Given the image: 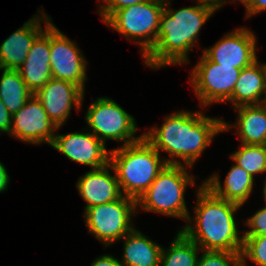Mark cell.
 Returning <instances> with one entry per match:
<instances>
[{"instance_id": "cell-1", "label": "cell", "mask_w": 266, "mask_h": 266, "mask_svg": "<svg viewBox=\"0 0 266 266\" xmlns=\"http://www.w3.org/2000/svg\"><path fill=\"white\" fill-rule=\"evenodd\" d=\"M161 128L153 127L144 138L159 152L167 151L171 159L165 158L167 164H182L184 160L191 167L195 160L211 144L215 135L230 129L220 118L204 116L201 112L180 111L167 116Z\"/></svg>"}, {"instance_id": "cell-2", "label": "cell", "mask_w": 266, "mask_h": 266, "mask_svg": "<svg viewBox=\"0 0 266 266\" xmlns=\"http://www.w3.org/2000/svg\"><path fill=\"white\" fill-rule=\"evenodd\" d=\"M197 6L179 10L165 8L160 18V27L155 46L144 57L145 64L159 68L170 64L186 63L188 52L195 45L201 27L218 10L212 3L198 0Z\"/></svg>"}, {"instance_id": "cell-3", "label": "cell", "mask_w": 266, "mask_h": 266, "mask_svg": "<svg viewBox=\"0 0 266 266\" xmlns=\"http://www.w3.org/2000/svg\"><path fill=\"white\" fill-rule=\"evenodd\" d=\"M195 224L180 231L200 250L242 252L243 236L238 235L234 213L240 205L215 196L204 184L197 191Z\"/></svg>"}, {"instance_id": "cell-4", "label": "cell", "mask_w": 266, "mask_h": 266, "mask_svg": "<svg viewBox=\"0 0 266 266\" xmlns=\"http://www.w3.org/2000/svg\"><path fill=\"white\" fill-rule=\"evenodd\" d=\"M112 169L124 196L136 201L167 165L159 152L143 137L138 142L110 150Z\"/></svg>"}, {"instance_id": "cell-5", "label": "cell", "mask_w": 266, "mask_h": 266, "mask_svg": "<svg viewBox=\"0 0 266 266\" xmlns=\"http://www.w3.org/2000/svg\"><path fill=\"white\" fill-rule=\"evenodd\" d=\"M182 164H167L137 200L142 210L186 219L192 223L184 200L186 187L194 183Z\"/></svg>"}, {"instance_id": "cell-6", "label": "cell", "mask_w": 266, "mask_h": 266, "mask_svg": "<svg viewBox=\"0 0 266 266\" xmlns=\"http://www.w3.org/2000/svg\"><path fill=\"white\" fill-rule=\"evenodd\" d=\"M164 4L165 0H147L126 6L116 10L105 22L127 40L137 39L144 58L156 44Z\"/></svg>"}, {"instance_id": "cell-7", "label": "cell", "mask_w": 266, "mask_h": 266, "mask_svg": "<svg viewBox=\"0 0 266 266\" xmlns=\"http://www.w3.org/2000/svg\"><path fill=\"white\" fill-rule=\"evenodd\" d=\"M136 207L135 199L123 195L116 201L85 209L84 217L90 234L106 247L119 241L134 229L130 219L135 214Z\"/></svg>"}, {"instance_id": "cell-8", "label": "cell", "mask_w": 266, "mask_h": 266, "mask_svg": "<svg viewBox=\"0 0 266 266\" xmlns=\"http://www.w3.org/2000/svg\"><path fill=\"white\" fill-rule=\"evenodd\" d=\"M85 121L93 134L104 144L108 139L123 141V145L138 142L144 137H135L137 133L135 119L110 98H98L89 105Z\"/></svg>"}, {"instance_id": "cell-9", "label": "cell", "mask_w": 266, "mask_h": 266, "mask_svg": "<svg viewBox=\"0 0 266 266\" xmlns=\"http://www.w3.org/2000/svg\"><path fill=\"white\" fill-rule=\"evenodd\" d=\"M241 70L232 66H220L203 54L190 78L201 106L226 102L234 91Z\"/></svg>"}, {"instance_id": "cell-10", "label": "cell", "mask_w": 266, "mask_h": 266, "mask_svg": "<svg viewBox=\"0 0 266 266\" xmlns=\"http://www.w3.org/2000/svg\"><path fill=\"white\" fill-rule=\"evenodd\" d=\"M77 44L66 38L53 23L50 24V66L52 78L77 85L84 91L86 59Z\"/></svg>"}, {"instance_id": "cell-11", "label": "cell", "mask_w": 266, "mask_h": 266, "mask_svg": "<svg viewBox=\"0 0 266 266\" xmlns=\"http://www.w3.org/2000/svg\"><path fill=\"white\" fill-rule=\"evenodd\" d=\"M56 125L48 118L42 103L33 94L26 104L12 115L10 134L27 143L51 145Z\"/></svg>"}, {"instance_id": "cell-12", "label": "cell", "mask_w": 266, "mask_h": 266, "mask_svg": "<svg viewBox=\"0 0 266 266\" xmlns=\"http://www.w3.org/2000/svg\"><path fill=\"white\" fill-rule=\"evenodd\" d=\"M204 55L220 66L245 68L257 60L256 36L246 28L237 29L219 40L212 48L204 50Z\"/></svg>"}, {"instance_id": "cell-13", "label": "cell", "mask_w": 266, "mask_h": 266, "mask_svg": "<svg viewBox=\"0 0 266 266\" xmlns=\"http://www.w3.org/2000/svg\"><path fill=\"white\" fill-rule=\"evenodd\" d=\"M34 95L42 103L48 118L59 129L69 117L73 105L78 110L81 108L84 91L74 83L51 78Z\"/></svg>"}, {"instance_id": "cell-14", "label": "cell", "mask_w": 266, "mask_h": 266, "mask_svg": "<svg viewBox=\"0 0 266 266\" xmlns=\"http://www.w3.org/2000/svg\"><path fill=\"white\" fill-rule=\"evenodd\" d=\"M51 146L70 160L93 169L104 167L110 161V151L107 152L105 144L91 132L55 135Z\"/></svg>"}, {"instance_id": "cell-15", "label": "cell", "mask_w": 266, "mask_h": 266, "mask_svg": "<svg viewBox=\"0 0 266 266\" xmlns=\"http://www.w3.org/2000/svg\"><path fill=\"white\" fill-rule=\"evenodd\" d=\"M45 30L35 39L24 63L18 68L20 76L34 94L52 78L50 66V24L45 20Z\"/></svg>"}, {"instance_id": "cell-16", "label": "cell", "mask_w": 266, "mask_h": 266, "mask_svg": "<svg viewBox=\"0 0 266 266\" xmlns=\"http://www.w3.org/2000/svg\"><path fill=\"white\" fill-rule=\"evenodd\" d=\"M109 168H112L110 163L104 167L92 169L81 176L77 182L79 194L87 202L85 209L116 201L123 196L116 173L114 171L115 176H112Z\"/></svg>"}, {"instance_id": "cell-17", "label": "cell", "mask_w": 266, "mask_h": 266, "mask_svg": "<svg viewBox=\"0 0 266 266\" xmlns=\"http://www.w3.org/2000/svg\"><path fill=\"white\" fill-rule=\"evenodd\" d=\"M43 16L30 19L3 41L0 45V69L18 70L24 63L35 39L44 31L41 21L51 18L44 13Z\"/></svg>"}, {"instance_id": "cell-18", "label": "cell", "mask_w": 266, "mask_h": 266, "mask_svg": "<svg viewBox=\"0 0 266 266\" xmlns=\"http://www.w3.org/2000/svg\"><path fill=\"white\" fill-rule=\"evenodd\" d=\"M254 177L245 169L234 164L221 186L219 176L212 175L203 184L217 197L240 206L249 198L253 190Z\"/></svg>"}, {"instance_id": "cell-19", "label": "cell", "mask_w": 266, "mask_h": 266, "mask_svg": "<svg viewBox=\"0 0 266 266\" xmlns=\"http://www.w3.org/2000/svg\"><path fill=\"white\" fill-rule=\"evenodd\" d=\"M122 266H159L162 247L135 228L124 237Z\"/></svg>"}, {"instance_id": "cell-20", "label": "cell", "mask_w": 266, "mask_h": 266, "mask_svg": "<svg viewBox=\"0 0 266 266\" xmlns=\"http://www.w3.org/2000/svg\"><path fill=\"white\" fill-rule=\"evenodd\" d=\"M263 94H266L263 72L257 59L250 66L242 68L234 91L227 101H232L234 107L258 105Z\"/></svg>"}, {"instance_id": "cell-21", "label": "cell", "mask_w": 266, "mask_h": 266, "mask_svg": "<svg viewBox=\"0 0 266 266\" xmlns=\"http://www.w3.org/2000/svg\"><path fill=\"white\" fill-rule=\"evenodd\" d=\"M238 111L236 122L242 144L266 145V112L258 105L235 107Z\"/></svg>"}, {"instance_id": "cell-22", "label": "cell", "mask_w": 266, "mask_h": 266, "mask_svg": "<svg viewBox=\"0 0 266 266\" xmlns=\"http://www.w3.org/2000/svg\"><path fill=\"white\" fill-rule=\"evenodd\" d=\"M0 70H3L0 78V99L13 115L26 104L33 93L23 81L18 70Z\"/></svg>"}, {"instance_id": "cell-23", "label": "cell", "mask_w": 266, "mask_h": 266, "mask_svg": "<svg viewBox=\"0 0 266 266\" xmlns=\"http://www.w3.org/2000/svg\"><path fill=\"white\" fill-rule=\"evenodd\" d=\"M175 238L168 250L162 248L159 266H197L200 248L181 231Z\"/></svg>"}, {"instance_id": "cell-24", "label": "cell", "mask_w": 266, "mask_h": 266, "mask_svg": "<svg viewBox=\"0 0 266 266\" xmlns=\"http://www.w3.org/2000/svg\"><path fill=\"white\" fill-rule=\"evenodd\" d=\"M235 164L254 174L266 172V145L242 144L240 149L231 154Z\"/></svg>"}, {"instance_id": "cell-25", "label": "cell", "mask_w": 266, "mask_h": 266, "mask_svg": "<svg viewBox=\"0 0 266 266\" xmlns=\"http://www.w3.org/2000/svg\"><path fill=\"white\" fill-rule=\"evenodd\" d=\"M243 238L242 266H245V258H249L259 266H266V235L243 236Z\"/></svg>"}, {"instance_id": "cell-26", "label": "cell", "mask_w": 266, "mask_h": 266, "mask_svg": "<svg viewBox=\"0 0 266 266\" xmlns=\"http://www.w3.org/2000/svg\"><path fill=\"white\" fill-rule=\"evenodd\" d=\"M242 266L241 253L227 251H205L197 266Z\"/></svg>"}, {"instance_id": "cell-27", "label": "cell", "mask_w": 266, "mask_h": 266, "mask_svg": "<svg viewBox=\"0 0 266 266\" xmlns=\"http://www.w3.org/2000/svg\"><path fill=\"white\" fill-rule=\"evenodd\" d=\"M247 226L251 228L245 231L242 236H263L266 235V207L261 208L247 222Z\"/></svg>"}, {"instance_id": "cell-28", "label": "cell", "mask_w": 266, "mask_h": 266, "mask_svg": "<svg viewBox=\"0 0 266 266\" xmlns=\"http://www.w3.org/2000/svg\"><path fill=\"white\" fill-rule=\"evenodd\" d=\"M145 1L147 0H109L106 5L101 6L98 13L105 22L116 10Z\"/></svg>"}, {"instance_id": "cell-29", "label": "cell", "mask_w": 266, "mask_h": 266, "mask_svg": "<svg viewBox=\"0 0 266 266\" xmlns=\"http://www.w3.org/2000/svg\"><path fill=\"white\" fill-rule=\"evenodd\" d=\"M12 124V115L7 110L6 106L0 99V132L3 131L5 133L10 134Z\"/></svg>"}, {"instance_id": "cell-30", "label": "cell", "mask_w": 266, "mask_h": 266, "mask_svg": "<svg viewBox=\"0 0 266 266\" xmlns=\"http://www.w3.org/2000/svg\"><path fill=\"white\" fill-rule=\"evenodd\" d=\"M246 7V18L266 10V0H249Z\"/></svg>"}, {"instance_id": "cell-31", "label": "cell", "mask_w": 266, "mask_h": 266, "mask_svg": "<svg viewBox=\"0 0 266 266\" xmlns=\"http://www.w3.org/2000/svg\"><path fill=\"white\" fill-rule=\"evenodd\" d=\"M91 266H122L120 261L110 255H102L92 262Z\"/></svg>"}, {"instance_id": "cell-32", "label": "cell", "mask_w": 266, "mask_h": 266, "mask_svg": "<svg viewBox=\"0 0 266 266\" xmlns=\"http://www.w3.org/2000/svg\"><path fill=\"white\" fill-rule=\"evenodd\" d=\"M4 165L0 162V193L5 191L9 184V175Z\"/></svg>"}, {"instance_id": "cell-33", "label": "cell", "mask_w": 266, "mask_h": 266, "mask_svg": "<svg viewBox=\"0 0 266 266\" xmlns=\"http://www.w3.org/2000/svg\"><path fill=\"white\" fill-rule=\"evenodd\" d=\"M225 0H209V3H212L214 5H216L218 8H221V6H223V2Z\"/></svg>"}, {"instance_id": "cell-34", "label": "cell", "mask_w": 266, "mask_h": 266, "mask_svg": "<svg viewBox=\"0 0 266 266\" xmlns=\"http://www.w3.org/2000/svg\"><path fill=\"white\" fill-rule=\"evenodd\" d=\"M260 67H261L262 72H263L264 87L266 90V64H260Z\"/></svg>"}, {"instance_id": "cell-35", "label": "cell", "mask_w": 266, "mask_h": 266, "mask_svg": "<svg viewBox=\"0 0 266 266\" xmlns=\"http://www.w3.org/2000/svg\"><path fill=\"white\" fill-rule=\"evenodd\" d=\"M262 103V104H261ZM260 106L265 110L266 112V94H265V99L261 100Z\"/></svg>"}, {"instance_id": "cell-36", "label": "cell", "mask_w": 266, "mask_h": 266, "mask_svg": "<svg viewBox=\"0 0 266 266\" xmlns=\"http://www.w3.org/2000/svg\"><path fill=\"white\" fill-rule=\"evenodd\" d=\"M263 193H264V200H265V203H266V180H265V185H264V188H263Z\"/></svg>"}, {"instance_id": "cell-37", "label": "cell", "mask_w": 266, "mask_h": 266, "mask_svg": "<svg viewBox=\"0 0 266 266\" xmlns=\"http://www.w3.org/2000/svg\"><path fill=\"white\" fill-rule=\"evenodd\" d=\"M240 1H241V2L244 4V6H245L249 0H240Z\"/></svg>"}, {"instance_id": "cell-38", "label": "cell", "mask_w": 266, "mask_h": 266, "mask_svg": "<svg viewBox=\"0 0 266 266\" xmlns=\"http://www.w3.org/2000/svg\"><path fill=\"white\" fill-rule=\"evenodd\" d=\"M103 1L105 2V4H104V5H106V4L108 3V1H109V0H103Z\"/></svg>"}]
</instances>
